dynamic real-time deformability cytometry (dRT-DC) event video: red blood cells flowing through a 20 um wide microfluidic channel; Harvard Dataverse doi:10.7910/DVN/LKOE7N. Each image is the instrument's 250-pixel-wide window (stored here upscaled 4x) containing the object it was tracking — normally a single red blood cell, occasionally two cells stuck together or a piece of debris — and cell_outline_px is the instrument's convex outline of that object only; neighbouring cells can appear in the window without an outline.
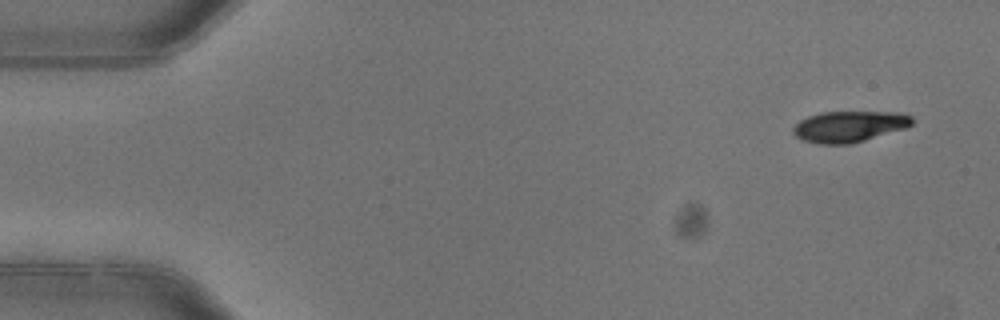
{"species": "common noctule bat (a hibernating species)", "species_latin": "Nyctalus noctula", "temperature_condition": "warm", "stored_images_in_passage": 6, "camera_frame_rate_fps": 3000, "um_per_image_px": 0.085, "animal": {"sex": "female"}, "frame": {"image": 1, "passage_image": 1, "time_ms": 0.0, "image_size_px": [1000, 320], "cell_outline_px": [[912, 124], [908, 128], [864, 140], [848, 144], [820, 144], [804, 140], [796, 136], [792, 132], [792, 128], [800, 120], [808, 116], [820, 112], [900, 112], [912, 116]], "centroid_in_image_um": [72.2, 10.74], "position_along_channel_um": 12.8, "area_um2": 21.56}}
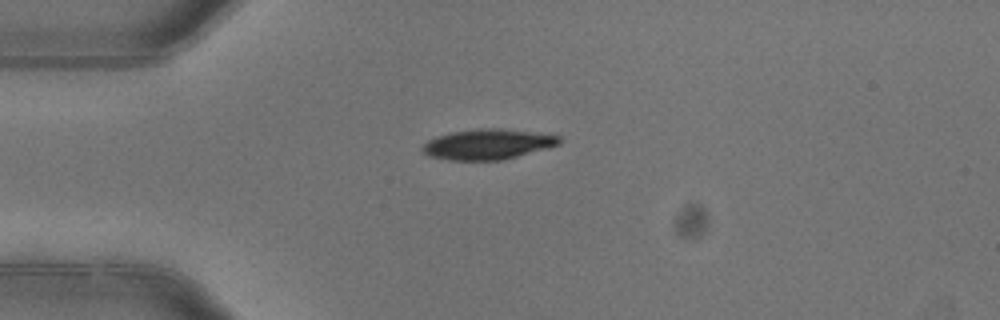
{"frame": {"image": 2, "passage_image": 3, "time_ms": 0.667, "image_size_px": [1000, 320], "cell_outline_px": [[560, 144], [548, 148], [500, 160], [448, 160], [428, 156], [420, 152], [420, 148], [428, 140], [436, 136], [452, 132], [480, 128], [500, 128], [560, 136]], "centroid_in_image_um": [41.39, 12.26], "position_along_channel_um": 43.6, "area_um2": 24.1}}